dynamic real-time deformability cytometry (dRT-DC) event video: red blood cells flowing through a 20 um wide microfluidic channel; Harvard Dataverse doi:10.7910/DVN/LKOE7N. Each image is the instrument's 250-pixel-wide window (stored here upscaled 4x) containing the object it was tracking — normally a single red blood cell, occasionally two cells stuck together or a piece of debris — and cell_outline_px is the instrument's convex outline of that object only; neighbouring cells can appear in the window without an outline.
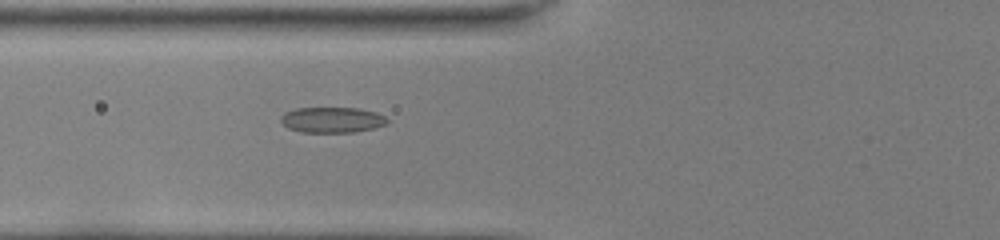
{"species": "common noctule bat (a hibernating species)", "species_latin": "Nyctalus noctula", "temperature_condition": "room temperature", "stored_images_in_passage": 36, "camera_frame_rate_fps": 3000, "um_per_image_px": 0.085, "animal": {"sex": "female", "body_mass_g": 22.0, "forearm_length_mm": 56.7}, "frame": {"image": 1, "passage_image": 6, "time_ms": 1.667, "image_size_px": [1000, 240], "cell_outline_px": [[388, 124], [356, 132], [300, 132], [288, 128], [280, 120], [280, 116], [284, 112], [296, 108], [360, 108], [376, 112], [384, 116], [388, 120]], "centroid_in_image_um": [28.22, 10.18], "position_along_channel_um": 97.6, "area_um2": 15.95}}
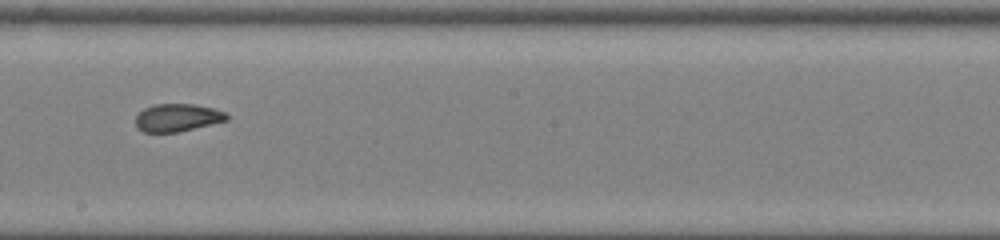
{"frame": {"image": 2, "passage_image": 16, "time_ms": 5.0, "image_size_px": [1000, 240], "cell_outline_px": [[228, 120], [176, 132], [144, 132], [136, 128], [136, 116], [144, 108], [156, 104], [192, 104], [212, 108], [224, 112], [228, 116]], "centroid_in_image_um": [15.04, 10.0], "position_along_channel_um": 233.2, "area_um2": 14.51}}
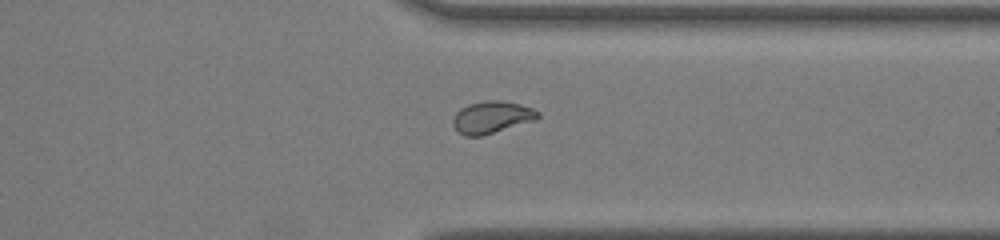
{"frame": {"image": 3, "passage_image": 26, "time_ms": 8.333, "image_size_px": [1000, 240], "cell_outline_px": [[540, 116], [536, 120], [484, 136], [464, 136], [452, 124], [452, 120], [456, 112], [460, 108], [468, 104], [488, 100], [500, 100], [520, 104], [532, 108], [540, 112]], "centroid_in_image_um": [41.81, 9.97], "position_along_channel_um": 369.6, "area_um2": 16.07}, "authors_computed_cell_mechanics": {"area_um2": 15.8372, "velocity_mm_per_s": 4.0716, "shape_relaxation_time_tau1_ms": null, "shape_relaxation_time_tau2_ms": 1.099, "deformation_change_tau1": null, "deformation_change_tau2": 0.051}}